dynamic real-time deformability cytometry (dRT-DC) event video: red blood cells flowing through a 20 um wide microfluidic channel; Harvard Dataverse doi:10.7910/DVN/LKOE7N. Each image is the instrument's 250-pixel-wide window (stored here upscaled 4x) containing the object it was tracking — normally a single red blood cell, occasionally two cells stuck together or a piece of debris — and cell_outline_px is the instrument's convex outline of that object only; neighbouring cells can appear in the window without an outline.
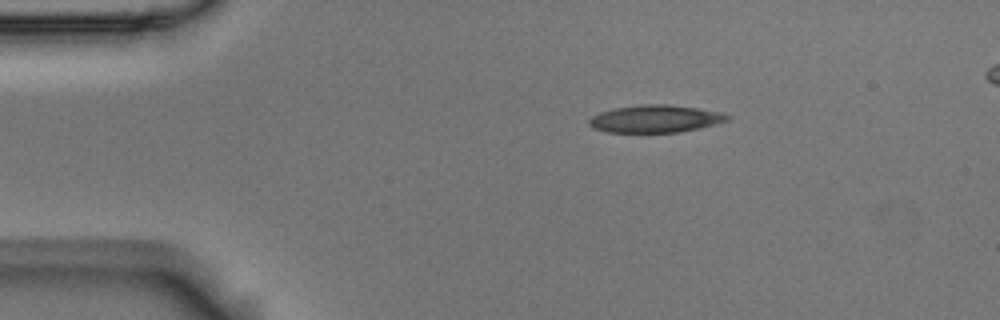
{"species": "Egyptian fruit bat (a non-hibernating species)", "species_latin": "Rousettus aegyptiacus", "temperature_condition": "room temperature", "stored_images_in_passage": 46, "camera_frame_rate_fps": 3000, "um_per_image_px": 0.085, "animal": {"sex": "male"}, "frame": {"image": 1, "passage_image": 1, "time_ms": 0.0, "image_size_px": [1000, 320], "cell_outline_px": [[732, 116], [728, 120], [700, 128], [676, 132], [608, 132], [592, 128], [588, 124], [588, 120], [592, 116], [600, 112], [616, 108], [644, 104], [668, 104], [696, 108], [716, 112]], "centroid_in_image_um": [55.66, 10.1], "position_along_channel_um": 29.3, "area_um2": 21.85}}
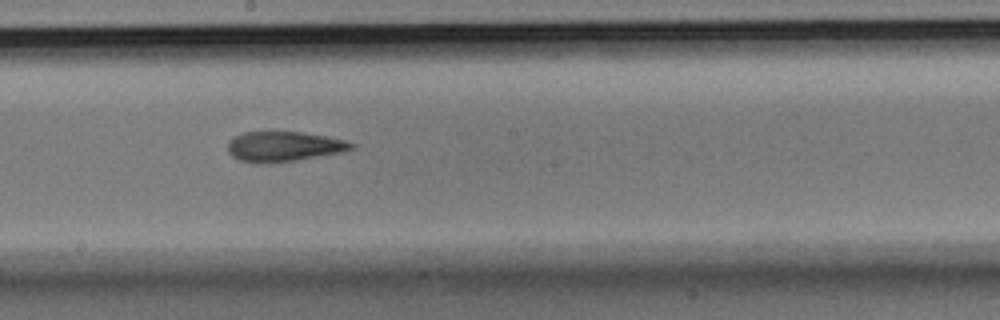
{"frame": {"image": 2, "passage_image": 21, "time_ms": 6.667, "image_size_px": [1000, 320], "cell_outline_px": [[356, 148], [340, 152], [292, 160], [240, 160], [232, 156], [228, 152], [228, 140], [232, 136], [244, 132], [300, 132], [328, 136], [344, 140], [356, 144]], "centroid_in_image_um": [24.15, 12.39], "position_along_channel_um": 224.1, "area_um2": 20.75}}
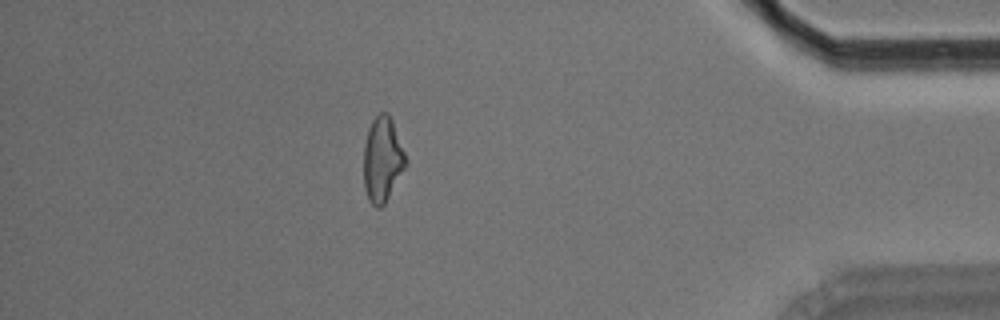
{"frame": {"image": 3, "passage_image": 39, "time_ms": 12.667, "image_size_px": [1000, 320], "cell_outline_px": [[408, 164], [384, 204], [380, 208], [376, 208], [368, 200], [364, 188], [364, 144], [368, 128], [372, 120], [380, 112], [388, 112], [392, 120], [404, 152]], "centroid_in_image_um": [32.5, 13.56], "position_along_channel_um": 402.7, "area_um2": 20.87}, "authors_computed_cell_mechanics": {"area_um2": 21.7328, "velocity_mm_per_s": 3.6799, "shape_relaxation_time_tau1_ms": null, "shape_relaxation_time_tau2_ms": 3.2136, "deformation_change_tau1": null, "deformation_change_tau2": 0.1306}}